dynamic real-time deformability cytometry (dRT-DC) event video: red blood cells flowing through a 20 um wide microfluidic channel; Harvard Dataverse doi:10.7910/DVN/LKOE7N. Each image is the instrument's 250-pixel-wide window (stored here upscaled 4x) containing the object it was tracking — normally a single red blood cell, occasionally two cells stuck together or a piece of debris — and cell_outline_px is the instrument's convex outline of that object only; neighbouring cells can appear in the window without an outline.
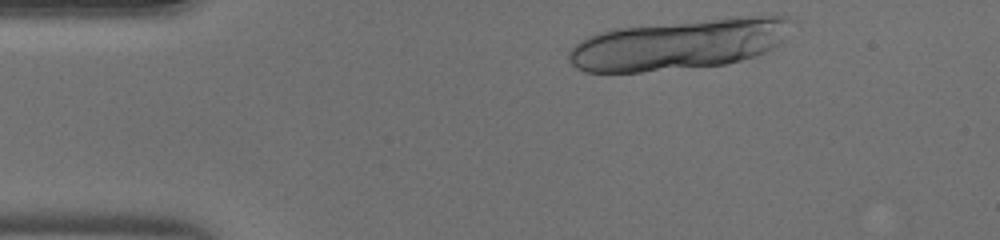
{"species": "human", "species_latin": "Homo sapiens", "temperature_condition": "warm", "stored_images_in_passage": 8, "camera_frame_rate_fps": 3000, "um_per_image_px": 0.085, "donor": {"sex": "male"}, "frame": {"image": 1, "passage_image": 1, "time_ms": 0.0, "image_size_px": [1000, 240], "cell_outline_px": [[788, 20], [780, 40], [772, 48], [756, 56], [724, 64], [640, 72], [584, 72], [576, 68], [568, 60], [568, 52], [580, 40], [588, 36], [608, 28], [768, 12], [788, 16]], "centroid_in_image_um": [57.67, 3.72], "position_along_channel_um": 27.3, "area_um2": 66.35}}